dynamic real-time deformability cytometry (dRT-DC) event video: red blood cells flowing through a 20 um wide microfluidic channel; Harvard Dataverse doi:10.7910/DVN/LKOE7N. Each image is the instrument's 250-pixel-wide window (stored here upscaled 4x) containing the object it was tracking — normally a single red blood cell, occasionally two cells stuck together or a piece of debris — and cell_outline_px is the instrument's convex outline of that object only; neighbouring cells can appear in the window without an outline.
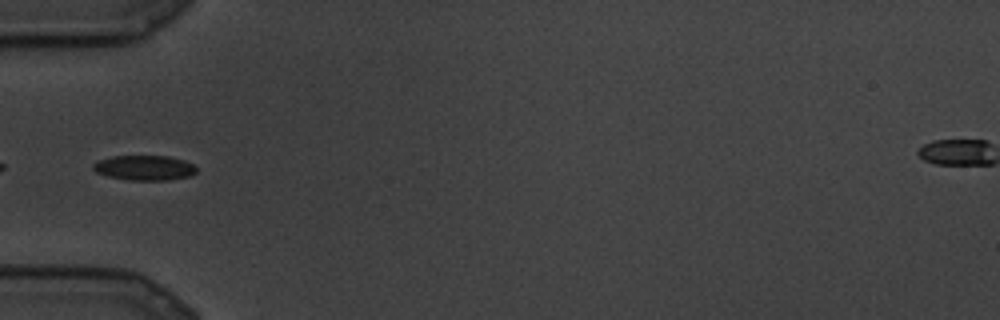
{"species": "common noctule bat (a hibernating species)", "species_latin": "Nyctalus noctula", "temperature_condition": "cold", "stored_images_in_passage": 13, "camera_frame_rate_fps": 3000, "um_per_image_px": 0.085, "animal": {"sex": "male", "body_mass_g": 19.5, "forearm_length_mm": 54.6}, "frame": {"image": 1, "passage_image": 9, "time_ms": 2.667, "image_size_px": [1000, 320], "cell_outline_px": [[196, 172], [188, 176], [168, 180], [128, 180], [108, 176], [96, 172], [92, 168], [92, 164], [100, 160], [112, 156], [168, 156], [184, 160], [192, 164], [196, 168]], "centroid_in_image_um": [12.26, 14.26], "position_along_channel_um": 72.7, "area_um2": 14.91}}
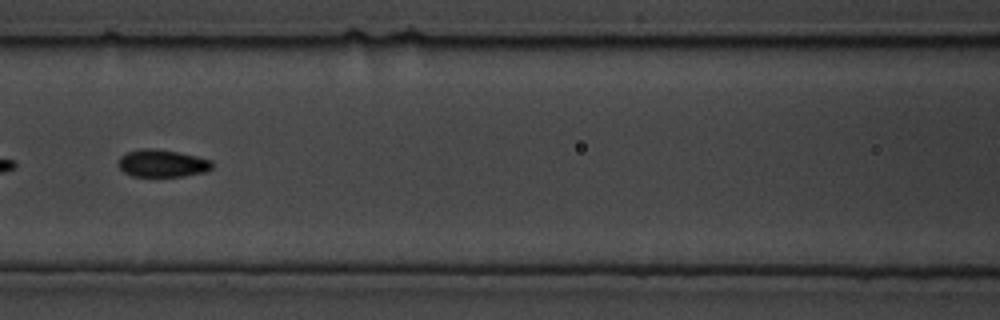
{"frame": {"image": 2, "passage_image": 12, "time_ms": 3.667, "image_size_px": [1000, 320], "cell_outline_px": [[212, 168], [204, 172], [184, 176], [132, 176], [124, 172], [116, 164], [120, 156], [128, 152], [140, 148], [156, 148], [196, 156], [212, 160]], "centroid_in_image_um": [13.75, 13.88], "position_along_channel_um": 152.8, "area_um2": 15.03}}